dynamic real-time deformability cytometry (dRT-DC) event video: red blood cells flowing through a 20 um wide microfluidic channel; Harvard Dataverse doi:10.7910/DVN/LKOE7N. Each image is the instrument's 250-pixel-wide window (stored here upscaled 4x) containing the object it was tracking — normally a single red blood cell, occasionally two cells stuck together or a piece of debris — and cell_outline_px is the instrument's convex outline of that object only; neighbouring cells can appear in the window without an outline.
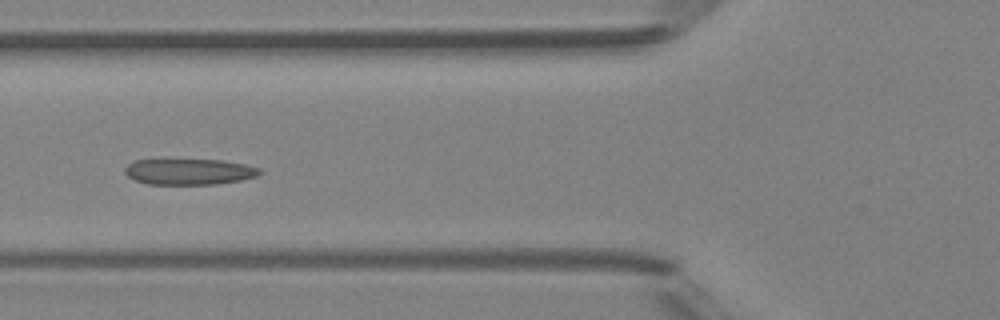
{"species": "Egyptian fruit bat (a non-hibernating species)", "species_latin": "Rousettus aegyptiacus", "temperature_condition": "room temperature", "stored_images_in_passage": 6, "camera_frame_rate_fps": 3000, "um_per_image_px": 0.085, "animal": {"sex": "female"}, "frame": {"image": 1, "passage_image": 6, "time_ms": 5.667, "image_size_px": [1000, 320], "cell_outline_px": [[260, 172], [256, 176], [240, 180], [216, 184], [148, 184], [136, 180], [128, 176], [124, 172], [124, 168], [132, 160], [160, 156], [224, 160], [244, 164], [260, 168]], "centroid_in_image_um": [15.96, 14.52], "position_along_channel_um": 109.8, "area_um2": 21.56}}